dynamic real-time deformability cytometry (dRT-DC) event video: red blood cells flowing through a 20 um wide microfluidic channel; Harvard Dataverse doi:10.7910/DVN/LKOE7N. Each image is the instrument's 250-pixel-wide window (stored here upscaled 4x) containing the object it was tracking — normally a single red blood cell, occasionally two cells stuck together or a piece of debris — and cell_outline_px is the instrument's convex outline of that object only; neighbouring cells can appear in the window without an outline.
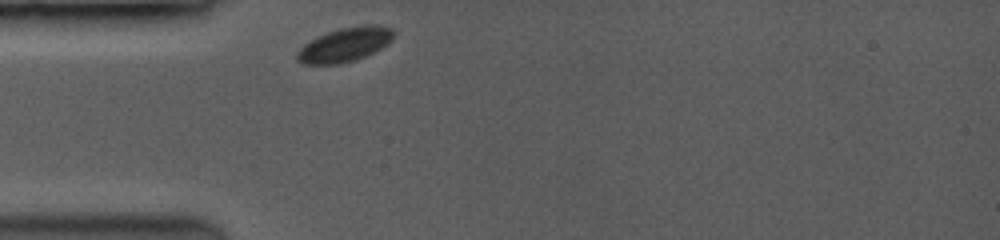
{"species": "common noctule bat (a hibernating species)", "species_latin": "Nyctalus noctula", "temperature_condition": "room temperature", "stored_images_in_passage": 1, "camera_frame_rate_fps": 3500, "um_per_image_px": 0.085, "animal": {"sex": "female", "body_mass_g": 19.0, "forearm_length_mm": 53.3}, "frame": {"image": 1, "passage_image": 1, "time_ms": 0.0, "image_size_px": [1000, 240], "cell_outline_px": [[392, 40], [388, 44], [364, 56], [340, 64], [304, 64], [296, 60], [296, 52], [304, 44], [328, 32], [340, 28], [364, 24], [376, 24], [392, 28]], "centroid_in_image_um": [29.3, 3.79], "position_along_channel_um": 55.7, "area_um2": 18.96}}